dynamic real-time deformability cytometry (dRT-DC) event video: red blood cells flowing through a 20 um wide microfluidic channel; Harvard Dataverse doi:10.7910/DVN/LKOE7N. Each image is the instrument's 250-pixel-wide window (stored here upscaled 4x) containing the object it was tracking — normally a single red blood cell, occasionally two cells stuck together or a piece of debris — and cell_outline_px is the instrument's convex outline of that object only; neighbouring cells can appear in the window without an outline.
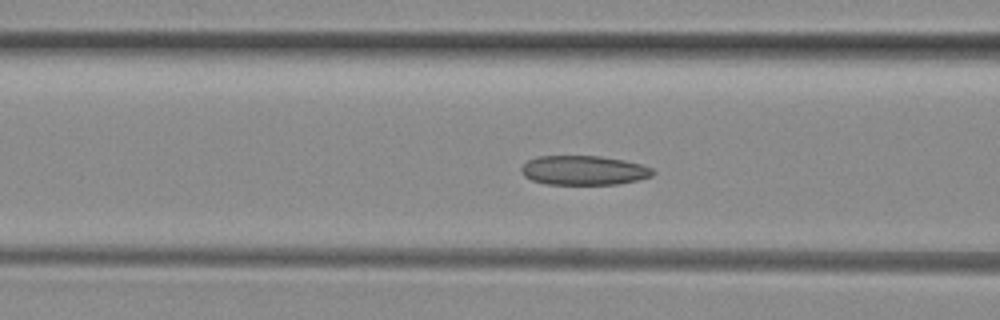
{"species": "common noctule bat (a hibernating species)", "species_latin": "Nyctalus noctula", "temperature_condition": "room temperature", "stored_images_in_passage": 52, "camera_frame_rate_fps": 3000, "um_per_image_px": 0.085, "animal": {"sex": "female", "body_mass_g": 29.2, "forearm_length_mm": 56.3}, "frame": {"image": 1, "passage_image": 20, "time_ms": 6.333, "image_size_px": [1000, 320], "cell_outline_px": [[656, 172], [652, 176], [636, 180], [616, 184], [544, 184], [532, 180], [524, 176], [520, 172], [520, 168], [528, 160], [536, 156], [600, 156], [624, 160], [640, 164], [652, 168]], "centroid_in_image_um": [49.59, 14.47], "position_along_channel_um": 117.0, "area_um2": 22.54}}
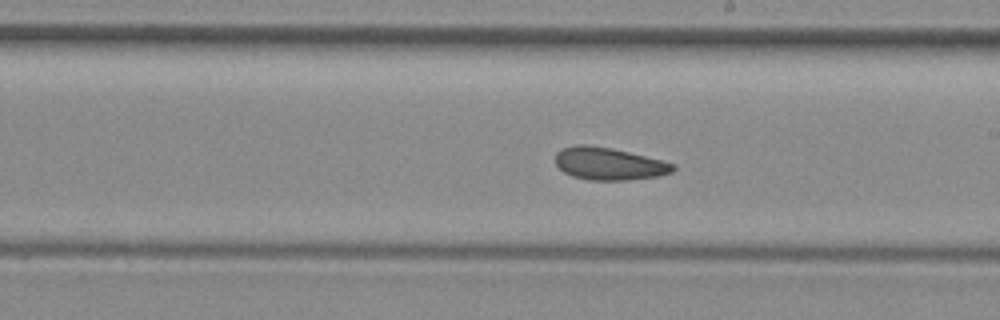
{"frame": {"image": 2, "passage_image": 29, "time_ms": 9.333, "image_size_px": [1000, 320], "cell_outline_px": [[676, 168], [672, 172], [660, 176], [628, 180], [588, 180], [572, 176], [564, 172], [556, 164], [556, 152], [564, 148], [580, 144], [584, 144], [612, 148], [676, 164]], "centroid_in_image_um": [51.77, 13.93], "position_along_channel_um": 237.2, "area_um2": 22.14}}
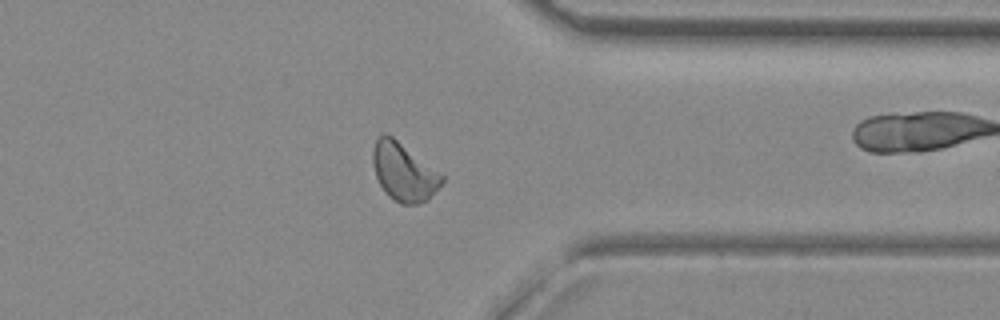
{"frame": {"image": 3, "passage_image": 40, "time_ms": 13.0, "image_size_px": [1000, 320], "cell_outline_px": [[444, 180], [428, 200], [416, 204], [400, 204], [388, 196], [384, 192], [376, 176], [372, 164], [372, 148], [376, 140], [380, 136], [392, 136], [440, 172], [444, 176]], "centroid_in_image_um": [34.31, 14.64], "position_along_channel_um": 377.1, "area_um2": 23.18}, "authors_computed_cell_mechanics": {"area_um2": 22.8888, "velocity_mm_per_s": 4.0121, "shape_relaxation_time_tau1_ms": null, "shape_relaxation_time_tau2_ms": 3.521, "deformation_change_tau1": null, "deformation_change_tau2": 0.0923}}